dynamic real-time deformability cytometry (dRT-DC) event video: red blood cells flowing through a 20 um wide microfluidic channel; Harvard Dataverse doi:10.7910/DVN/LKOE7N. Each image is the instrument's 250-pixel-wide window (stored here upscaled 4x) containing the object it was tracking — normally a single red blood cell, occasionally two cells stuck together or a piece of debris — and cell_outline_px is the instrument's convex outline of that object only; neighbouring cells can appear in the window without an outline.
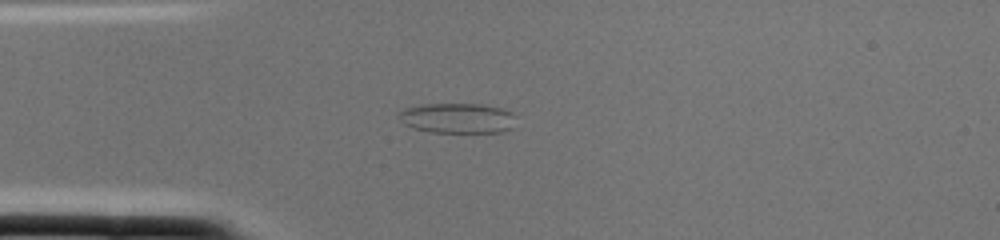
{"species": "common noctule bat (a hibernating species)", "species_latin": "Nyctalus noctula", "temperature_condition": "cold", "stored_images_in_passage": 1, "camera_frame_rate_fps": 3000, "um_per_image_px": 0.085, "animal": {"sex": "female", "body_mass_g": 22.0, "forearm_length_mm": 56.7}, "frame": {"image": 1, "passage_image": 1, "time_ms": 0.0, "image_size_px": [1000, 240], "cell_outline_px": [[516, 116], [512, 128], [504, 132], [432, 132], [412, 128], [404, 124], [396, 116], [396, 112], [404, 108], [420, 104], [480, 104], [500, 108], [512, 112]], "centroid_in_image_um": [38.84, 10.04], "position_along_channel_um": 46.2, "area_um2": 20.87}}